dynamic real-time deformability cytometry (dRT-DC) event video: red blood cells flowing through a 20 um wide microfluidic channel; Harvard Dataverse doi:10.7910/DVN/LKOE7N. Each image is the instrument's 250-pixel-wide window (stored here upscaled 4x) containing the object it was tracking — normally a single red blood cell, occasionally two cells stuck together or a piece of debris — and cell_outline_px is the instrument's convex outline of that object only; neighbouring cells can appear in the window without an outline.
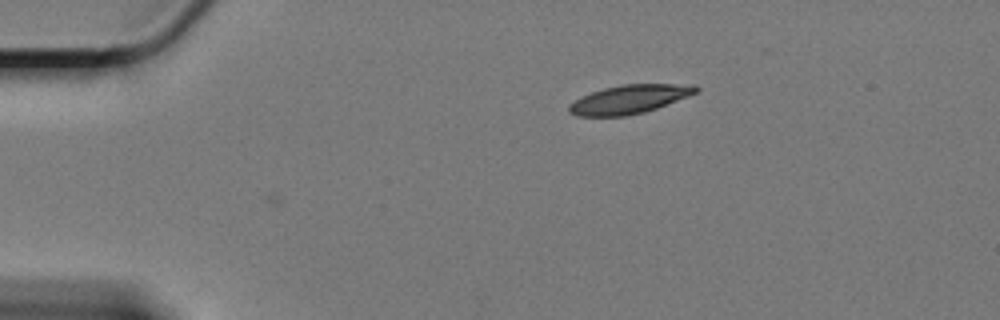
{"species": "Egyptian fruit bat (a non-hibernating species)", "species_latin": "Rousettus aegyptiacus", "temperature_condition": "cold", "stored_images_in_passage": 20, "camera_frame_rate_fps": 3000, "um_per_image_px": 0.085, "animal": {"sex": "female"}, "frame": {"image": 1, "passage_image": 1, "time_ms": 0.0, "image_size_px": [1000, 320], "cell_outline_px": [[700, 92], [656, 108], [644, 112], [624, 116], [576, 116], [568, 112], [568, 104], [592, 92], [604, 88], [620, 84], [692, 84], [700, 88]], "centroid_in_image_um": [53.52, 8.43], "position_along_channel_um": 31.5, "area_um2": 21.21}}
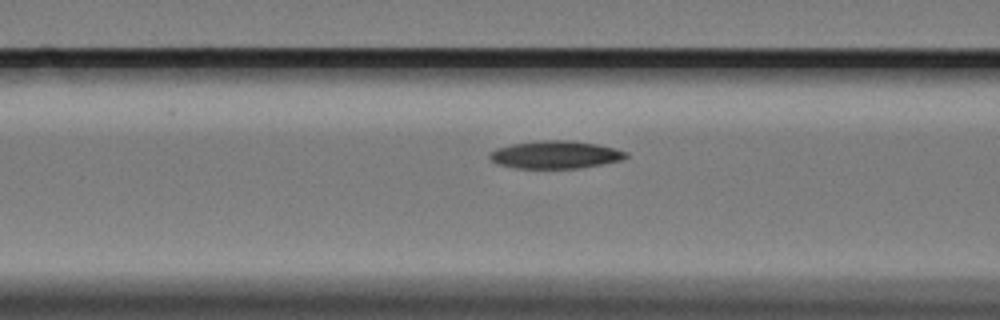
{"frame": {"image": 2, "passage_image": 14, "time_ms": 4.333, "image_size_px": [1000, 320], "cell_outline_px": [[628, 156], [624, 160], [576, 168], [516, 168], [496, 164], [488, 156], [488, 152], [496, 148], [512, 144], [536, 140], [568, 140], [596, 144], [616, 148], [628, 152]], "centroid_in_image_um": [47.19, 13.14], "position_along_channel_um": 119.4, "area_um2": 22.14}}
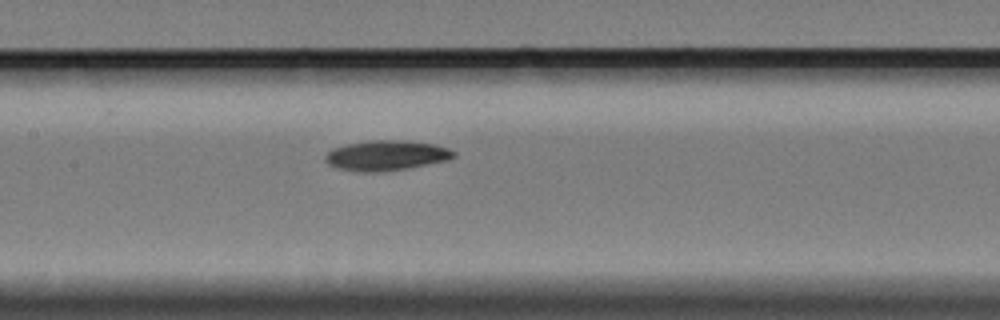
{"frame": {"image": 3, "passage_image": 19, "time_ms": 6.0, "image_size_px": [1000, 320], "cell_outline_px": [[456, 156], [448, 160], [408, 168], [376, 172], [360, 172], [336, 168], [328, 164], [324, 160], [324, 156], [332, 148], [344, 144], [368, 140], [408, 140], [432, 144], [448, 148], [456, 152]], "centroid_in_image_um": [32.8, 13.2], "position_along_channel_um": 174.6, "area_um2": 22.77}}